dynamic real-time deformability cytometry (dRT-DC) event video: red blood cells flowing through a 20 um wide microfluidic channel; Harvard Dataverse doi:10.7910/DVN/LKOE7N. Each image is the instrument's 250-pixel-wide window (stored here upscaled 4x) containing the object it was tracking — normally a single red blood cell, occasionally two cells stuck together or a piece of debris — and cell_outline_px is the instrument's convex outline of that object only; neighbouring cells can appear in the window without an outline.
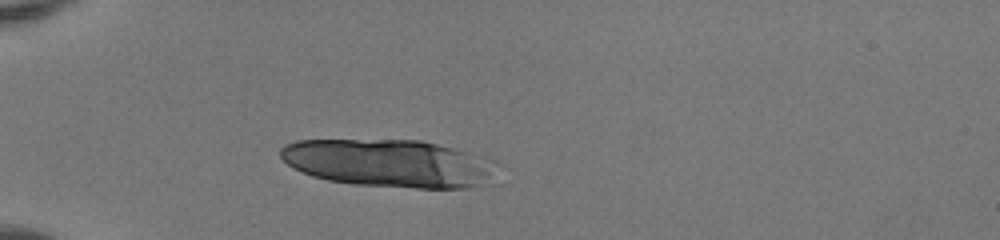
{"species": "human", "species_latin": "Homo sapiens", "temperature_condition": "room temperature", "stored_images_in_passage": 11, "camera_frame_rate_fps": 3000, "um_per_image_px": 0.085, "donor": {"sex": "female"}, "frame": {"image": 1, "passage_image": 1, "time_ms": 0.0, "image_size_px": [1000, 240], "cell_outline_px": [[500, 184], [468, 188], [416, 188], [352, 184], [328, 180], [312, 176], [292, 168], [280, 156], [280, 148], [284, 144], [296, 140], [420, 140], [468, 152], [484, 160]], "centroid_in_image_um": [33.02, 13.9], "position_along_channel_um": 52.0, "area_um2": 60.17}}
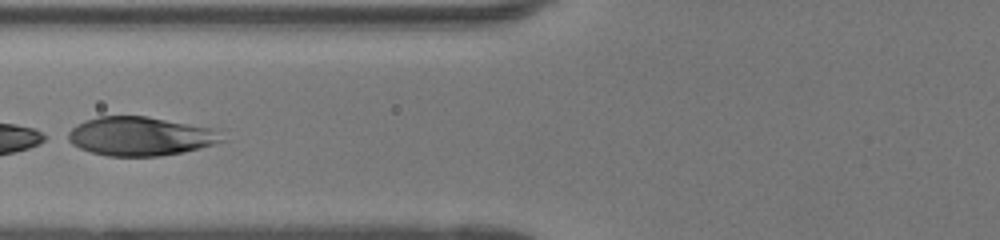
{"frame": {"image": 2, "passage_image": 8, "time_ms": 2.333, "image_size_px": [1000, 240], "cell_outline_px": [[228, 140], [200, 148], [184, 152], [160, 156], [108, 156], [92, 152], [80, 148], [72, 144], [68, 140], [68, 132], [76, 124], [84, 120], [96, 116], [148, 116], [216, 128]], "centroid_in_image_um": [11.98, 11.57], "position_along_channel_um": 113.8, "area_um2": 35.32}}